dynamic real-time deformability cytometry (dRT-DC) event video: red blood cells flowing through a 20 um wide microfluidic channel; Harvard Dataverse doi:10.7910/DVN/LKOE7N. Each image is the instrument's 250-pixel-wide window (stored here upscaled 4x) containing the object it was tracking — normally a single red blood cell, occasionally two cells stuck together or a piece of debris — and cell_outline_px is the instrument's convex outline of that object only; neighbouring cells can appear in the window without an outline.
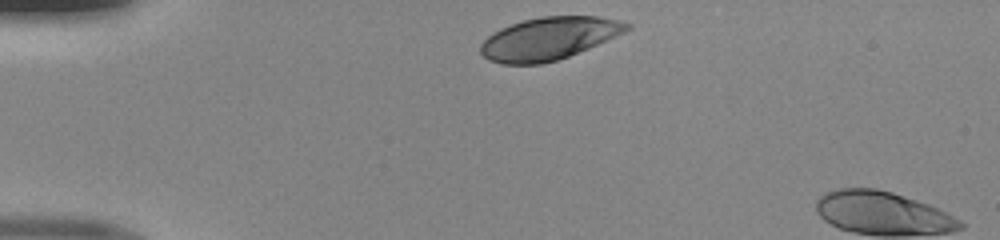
{"species": "human", "species_latin": "Homo sapiens", "temperature_condition": "room temperature", "stored_images_in_passage": 4, "camera_frame_rate_fps": 3000, "um_per_image_px": 0.085, "donor": {"sex": "male"}, "frame": {"image": 1, "passage_image": 1, "time_ms": 0.0, "image_size_px": [1000, 240], "cell_outline_px": [[632, 28], [616, 36], [588, 48], [568, 56], [556, 60], [540, 64], [500, 64], [488, 60], [480, 52], [480, 44], [492, 32], [500, 28], [524, 20], [540, 16], [600, 16], [632, 24]], "centroid_in_image_um": [46.63, 3.27], "position_along_channel_um": 38.4, "area_um2": 36.18}}